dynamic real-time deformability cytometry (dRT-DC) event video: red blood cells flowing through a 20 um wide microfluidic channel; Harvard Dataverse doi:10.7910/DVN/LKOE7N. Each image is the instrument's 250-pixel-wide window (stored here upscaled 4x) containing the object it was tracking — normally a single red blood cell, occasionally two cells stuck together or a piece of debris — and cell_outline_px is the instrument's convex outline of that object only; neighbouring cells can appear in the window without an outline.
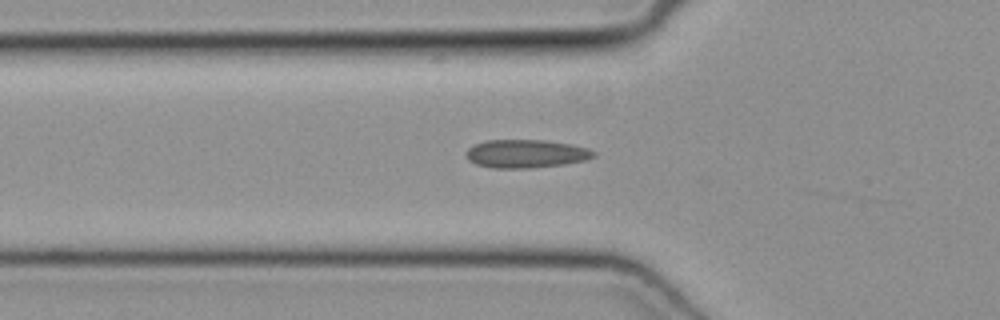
{"species": "common noctule bat (a hibernating species)", "species_latin": "Nyctalus noctula", "temperature_condition": "cold", "stored_images_in_passage": 34, "camera_frame_rate_fps": 3000, "um_per_image_px": 0.085, "animal": {"sex": "female", "body_mass_g": 19.3, "forearm_length_mm": 54.1}, "frame": {"image": 1, "passage_image": 8, "time_ms": 2.333, "image_size_px": [1000, 320], "cell_outline_px": [[596, 156], [584, 160], [564, 164], [532, 168], [492, 168], [476, 164], [468, 160], [468, 148], [476, 144], [488, 140], [544, 140], [572, 144], [588, 148], [596, 152]], "centroid_in_image_um": [44.75, 13.07], "position_along_channel_um": 81.1, "area_um2": 20.92}}
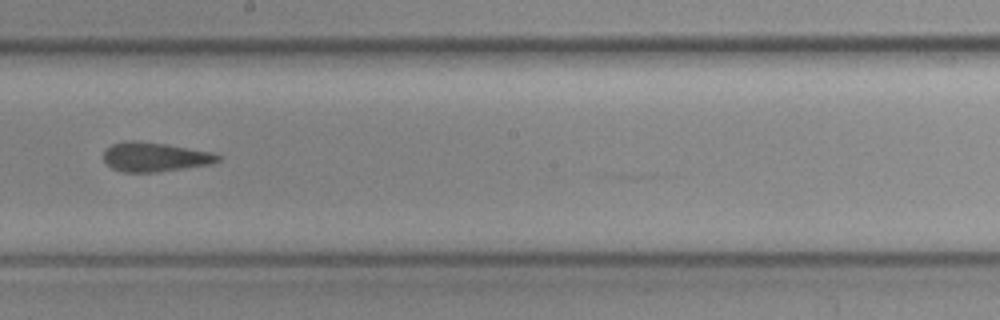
{"frame": {"image": 2, "passage_image": 19, "time_ms": 6.0, "image_size_px": [1000, 320], "cell_outline_px": [[220, 160], [212, 164], [156, 172], [124, 172], [112, 168], [104, 160], [104, 152], [112, 144], [124, 140], [132, 140], [168, 144], [212, 152], [220, 156]], "centroid_in_image_um": [13.17, 13.33], "position_along_channel_um": 235.0, "area_um2": 19.48}}
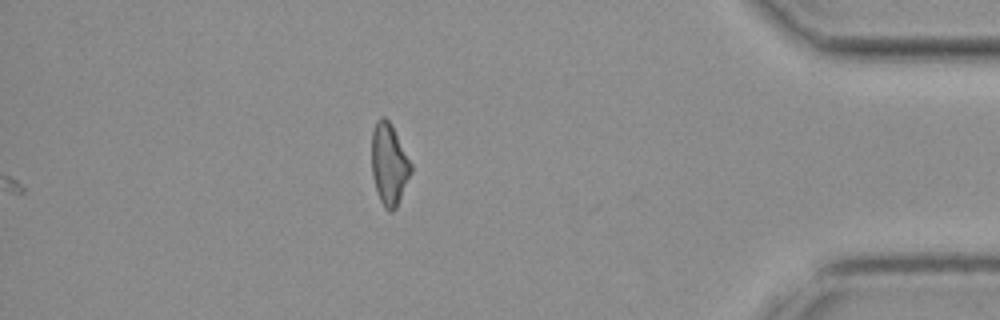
{"frame": {"image": 3, "passage_image": 34, "time_ms": 11.0, "image_size_px": [1000, 320], "cell_outline_px": [[412, 172], [396, 208], [392, 212], [388, 212], [384, 208], [380, 200], [372, 176], [372, 132], [376, 120], [380, 116], [384, 116], [392, 124], [412, 164]], "centroid_in_image_um": [33.08, 13.95], "position_along_channel_um": 402.1, "area_um2": 18.84}}